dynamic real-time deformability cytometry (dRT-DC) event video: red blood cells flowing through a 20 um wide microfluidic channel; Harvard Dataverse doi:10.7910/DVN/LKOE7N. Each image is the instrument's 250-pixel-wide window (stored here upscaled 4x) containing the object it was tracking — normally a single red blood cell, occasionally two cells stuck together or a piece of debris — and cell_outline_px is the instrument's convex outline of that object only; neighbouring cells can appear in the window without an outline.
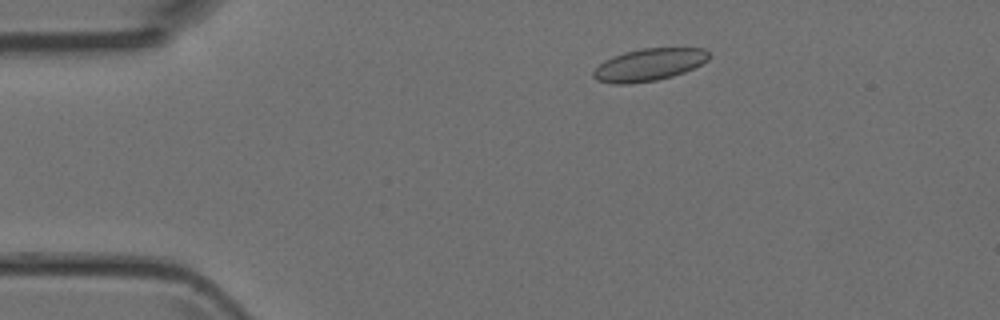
{"species": "Egyptian fruit bat (a non-hibernating species)", "species_latin": "Rousettus aegyptiacus", "temperature_condition": "room temperature", "stored_images_in_passage": 35, "camera_frame_rate_fps": 3000, "um_per_image_px": 0.085, "animal": {"sex": "female"}, "frame": {"image": 1, "passage_image": 2, "time_ms": 0.333, "image_size_px": [1000, 320], "cell_outline_px": [[708, 60], [684, 72], [672, 76], [656, 80], [628, 84], [612, 84], [596, 80], [592, 76], [592, 72], [604, 60], [612, 56], [624, 52], [640, 48], [704, 48], [708, 52]], "centroid_in_image_um": [55.11, 5.5], "position_along_channel_um": 29.9, "area_um2": 21.73}}
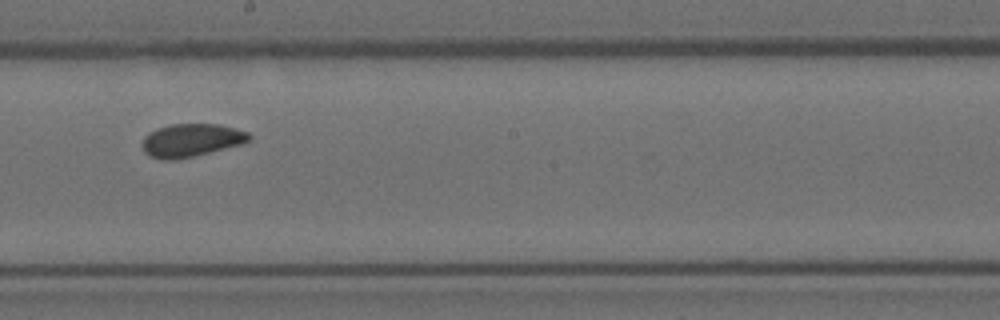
{"frame": {"image": 2, "passage_image": 20, "time_ms": 6.333, "image_size_px": [1000, 320], "cell_outline_px": [[252, 136], [248, 140], [240, 144], [176, 160], [160, 160], [148, 156], [144, 152], [144, 136], [148, 132], [168, 124], [220, 124], [236, 128], [248, 132]], "centroid_in_image_um": [16.22, 11.91], "position_along_channel_um": 232.0, "area_um2": 20.46}}
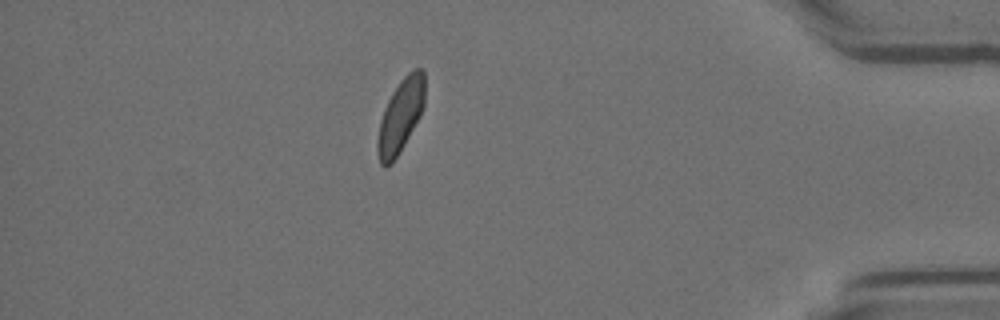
{"frame": {"image": 3, "passage_image": 35, "time_ms": 11.333, "image_size_px": [1000, 320], "cell_outline_px": [[424, 104], [420, 116], [400, 152], [392, 164], [384, 168], [380, 164], [376, 148], [376, 144], [380, 120], [384, 108], [392, 92], [400, 80], [408, 72], [416, 68], [420, 68], [424, 72]], "centroid_in_image_um": [34.02, 9.88], "position_along_channel_um": 401.2, "area_um2": 20.29}}